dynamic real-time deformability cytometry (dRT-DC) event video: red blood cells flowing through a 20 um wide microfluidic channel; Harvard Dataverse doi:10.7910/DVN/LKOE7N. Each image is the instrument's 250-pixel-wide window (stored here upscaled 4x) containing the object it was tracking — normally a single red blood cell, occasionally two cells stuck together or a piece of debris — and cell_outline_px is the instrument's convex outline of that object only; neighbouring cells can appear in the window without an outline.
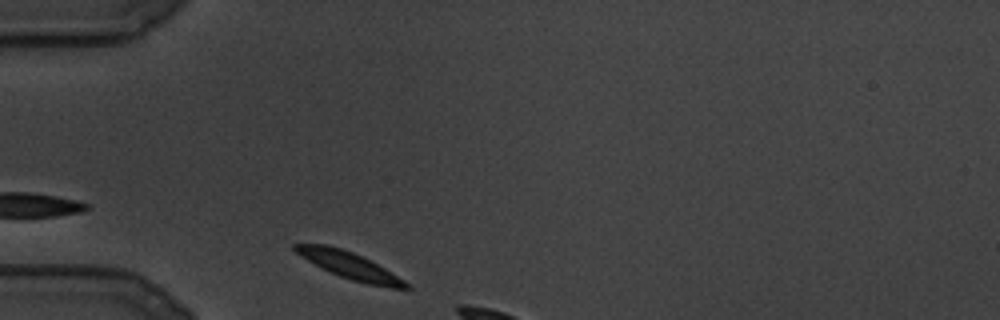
{"species": "common noctule bat (a hibernating species)", "species_latin": "Nyctalus noctula", "temperature_condition": "cold", "stored_images_in_passage": 9, "camera_frame_rate_fps": 3000, "um_per_image_px": 0.085, "animal": {"sex": "male", "body_mass_g": 19.5, "forearm_length_mm": 54.6}, "frame": {"image": 1, "passage_image": 1, "time_ms": 0.0, "image_size_px": [1000, 320], "cell_outline_px": [[412, 288], [392, 288], [368, 284], [352, 280], [340, 276], [320, 268], [296, 252], [292, 248], [292, 244], [328, 244], [352, 252], [384, 268], [404, 280]], "centroid_in_image_um": [29.67, 22.56], "position_along_channel_um": 55.3, "area_um2": 16.94}}